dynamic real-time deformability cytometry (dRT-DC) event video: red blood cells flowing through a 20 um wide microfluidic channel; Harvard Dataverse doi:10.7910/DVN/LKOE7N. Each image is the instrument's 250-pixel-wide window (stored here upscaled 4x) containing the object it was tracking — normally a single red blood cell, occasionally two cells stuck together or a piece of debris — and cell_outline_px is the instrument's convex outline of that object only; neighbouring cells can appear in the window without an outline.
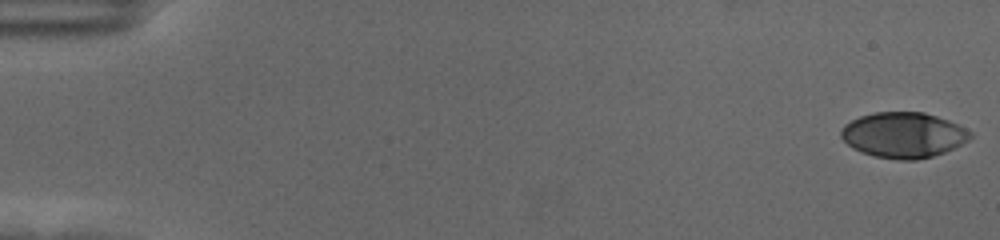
{"species": "human", "species_latin": "Homo sapiens", "temperature_condition": "cold", "stored_images_in_passage": 58, "camera_frame_rate_fps": 3000, "um_per_image_px": 0.085, "donor": {"sex": "female"}, "frame": {"image": 1, "passage_image": 1, "time_ms": 0.0, "image_size_px": [1000, 240], "cell_outline_px": [[972, 136], [968, 140], [944, 152], [932, 156], [916, 160], [900, 160], [876, 156], [852, 148], [840, 136], [840, 128], [844, 124], [860, 116], [872, 112], [924, 112], [948, 120], [972, 132]], "centroid_in_image_um": [76.76, 11.46], "position_along_channel_um": 8.2, "area_um2": 34.04}}
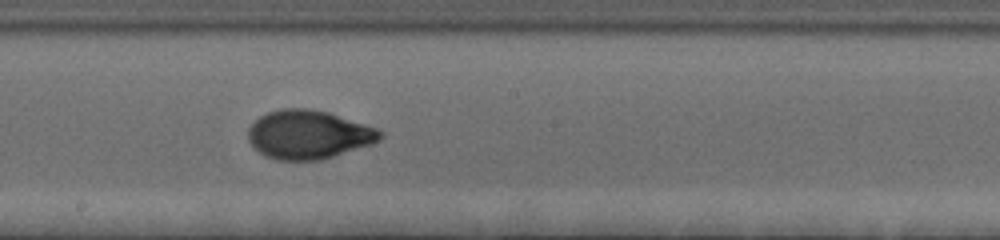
{"frame": {"image": 2, "passage_image": 33, "time_ms": 10.667, "image_size_px": [1000, 240], "cell_outline_px": [[384, 136], [380, 140], [372, 144], [320, 160], [276, 160], [264, 156], [248, 140], [248, 128], [260, 116], [268, 112], [280, 108], [308, 108], [328, 112], [376, 128], [384, 132]], "centroid_in_image_um": [26.22, 11.44], "position_along_channel_um": 222.0, "area_um2": 37.4}}
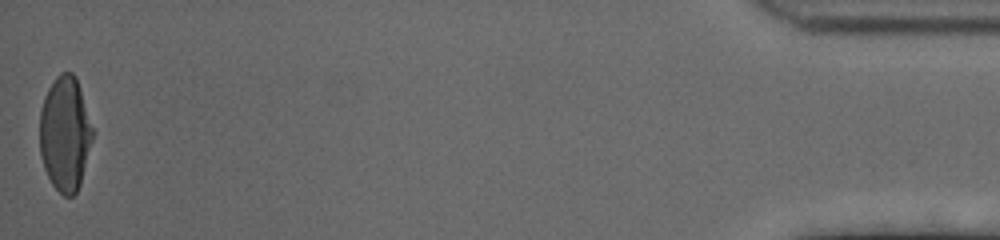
{"frame": {"image": 3, "passage_image": 58, "time_ms": 19.0, "image_size_px": [1000, 240], "cell_outline_px": [[96, 132], [80, 184], [76, 192], [72, 196], [64, 196], [52, 184], [44, 168], [40, 152], [40, 108], [44, 96], [48, 88], [56, 76], [60, 72], [72, 72], [76, 76]], "centroid_in_image_um": [5.56, 11.33], "position_along_channel_um": 429.6, "area_um2": 36.01}, "authors_computed_cell_mechanics": {"area_um2": 35.5181, "velocity_mm_per_s": 3.5313, "shape_relaxation_time_tau1_ms": 5.164, "shape_relaxation_time_tau2_ms": 0.8273, "deformation_change_tau1": 0.211, "deformation_change_tau2": 0.0483}}